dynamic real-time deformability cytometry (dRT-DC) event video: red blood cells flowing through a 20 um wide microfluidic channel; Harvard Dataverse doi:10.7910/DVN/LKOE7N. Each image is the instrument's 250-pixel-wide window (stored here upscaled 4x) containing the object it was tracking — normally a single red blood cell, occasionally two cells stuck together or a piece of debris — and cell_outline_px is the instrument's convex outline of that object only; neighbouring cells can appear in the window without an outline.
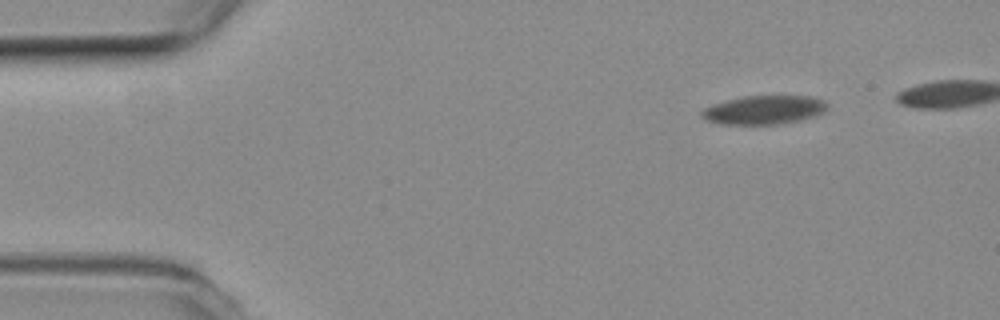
{"species": "common noctule bat (a hibernating species)", "species_latin": "Nyctalus noctula", "temperature_condition": "room temperature", "stored_images_in_passage": 4, "camera_frame_rate_fps": 3000, "um_per_image_px": 0.085, "animal": {"sex": "female", "body_mass_g": 19.3, "forearm_length_mm": 54.1}, "frame": {"image": 1, "passage_image": 1, "time_ms": 0.0, "image_size_px": [1000, 320], "cell_outline_px": [[828, 108], [824, 112], [816, 116], [800, 120], [780, 124], [716, 124], [704, 120], [700, 116], [700, 112], [704, 108], [712, 104], [744, 96], [812, 96], [824, 100], [828, 104]], "centroid_in_image_um": [64.93, 9.35], "position_along_channel_um": 20.1, "area_um2": 21.33}}